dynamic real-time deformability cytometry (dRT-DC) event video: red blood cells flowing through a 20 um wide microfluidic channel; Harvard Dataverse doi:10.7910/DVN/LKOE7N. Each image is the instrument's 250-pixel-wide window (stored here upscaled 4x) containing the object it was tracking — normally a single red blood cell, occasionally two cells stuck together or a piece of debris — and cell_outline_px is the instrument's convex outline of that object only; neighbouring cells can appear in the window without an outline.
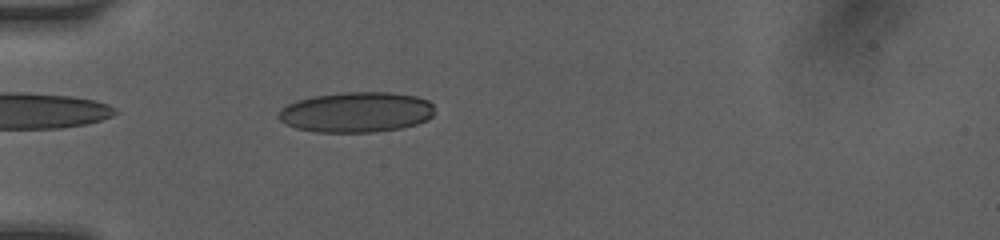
{"species": "human", "species_latin": "Homo sapiens", "temperature_condition": "room temperature", "stored_images_in_passage": 5, "camera_frame_rate_fps": 3000, "um_per_image_px": 0.085, "donor": {"sex": "female"}, "frame": {"image": 1, "passage_image": 5, "time_ms": 3.667, "image_size_px": [1000, 240], "cell_outline_px": [[432, 116], [428, 120], [416, 124], [400, 128], [376, 132], [316, 132], [296, 128], [280, 120], [276, 116], [280, 108], [296, 100], [312, 96], [344, 92], [392, 92], [416, 96], [428, 100], [432, 104]], "centroid_in_image_um": [30.27, 9.53], "position_along_channel_um": 54.7, "area_um2": 36.88}}